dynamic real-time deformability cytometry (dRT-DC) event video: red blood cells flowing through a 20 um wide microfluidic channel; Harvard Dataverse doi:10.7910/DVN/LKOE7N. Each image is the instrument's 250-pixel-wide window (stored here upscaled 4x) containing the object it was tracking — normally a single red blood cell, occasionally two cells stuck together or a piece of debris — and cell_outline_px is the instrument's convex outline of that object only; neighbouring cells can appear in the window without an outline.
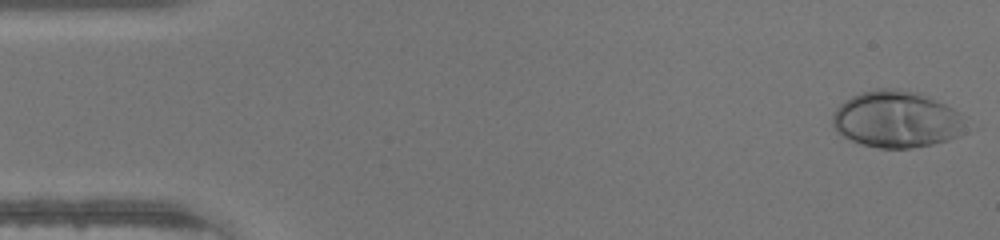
{"species": "human", "species_latin": "Homo sapiens", "temperature_condition": "warm", "stored_images_in_passage": 46, "camera_frame_rate_fps": 3000, "um_per_image_px": 0.085, "donor": {"sex": "male"}, "frame": {"image": 1, "passage_image": 1, "time_ms": 0.0, "image_size_px": [1000, 240], "cell_outline_px": [[960, 120], [956, 136], [948, 140], [932, 144], [912, 148], [880, 148], [864, 144], [852, 140], [836, 132], [832, 124], [832, 116], [836, 108], [844, 100], [860, 92], [876, 88], [896, 88], [920, 92], [952, 108], [956, 112]], "centroid_in_image_um": [76.08, 10.12], "position_along_channel_um": 8.9, "area_um2": 43.29}}
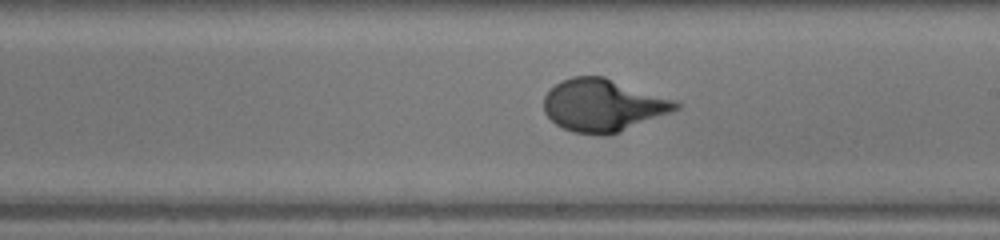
{"frame": {"image": 2, "passage_image": 26, "time_ms": 8.333, "image_size_px": [1000, 240], "cell_outline_px": [[680, 108], [620, 132], [608, 136], [600, 136], [572, 132], [556, 124], [544, 112], [544, 96], [560, 80], [572, 76], [604, 76], [676, 100], [680, 104]], "centroid_in_image_um": [51.25, 8.95], "position_along_channel_um": 237.7, "area_um2": 40.4}}
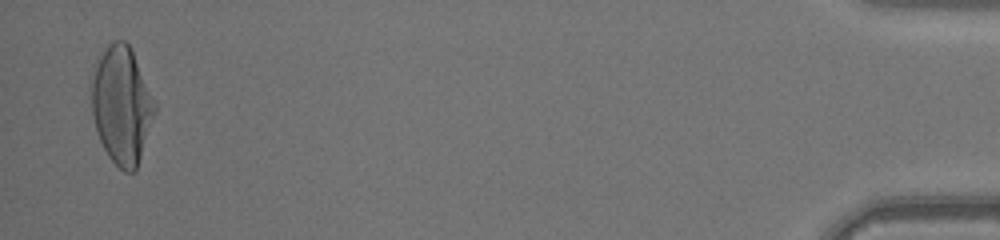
{"frame": {"image": 3, "passage_image": 45, "time_ms": 14.667, "image_size_px": [1000, 240], "cell_outline_px": [[156, 112], [136, 172], [124, 172], [108, 156], [96, 132], [92, 112], [92, 80], [96, 56], [108, 44], [116, 40], [124, 40], [128, 44], [132, 52], [156, 104]], "centroid_in_image_um": [10.33, 8.95], "position_along_channel_um": 424.9, "area_um2": 43.23}}